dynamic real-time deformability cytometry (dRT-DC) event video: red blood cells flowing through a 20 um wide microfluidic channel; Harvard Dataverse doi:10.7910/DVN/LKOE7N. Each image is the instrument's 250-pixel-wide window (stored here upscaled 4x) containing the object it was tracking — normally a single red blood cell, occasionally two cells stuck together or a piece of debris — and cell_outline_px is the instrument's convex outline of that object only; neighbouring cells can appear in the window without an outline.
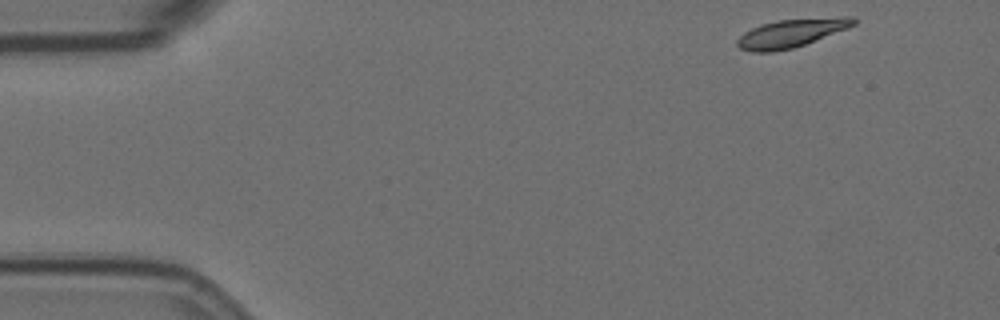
{"species": "Egyptian fruit bat (a non-hibernating species)", "species_latin": "Rousettus aegyptiacus", "temperature_condition": "room temperature", "stored_images_in_passage": 54, "camera_frame_rate_fps": 3000, "um_per_image_px": 0.085, "animal": {"sex": "female"}, "frame": {"image": 1, "passage_image": 1, "time_ms": 0.0, "image_size_px": [1000, 320], "cell_outline_px": [[856, 24], [848, 28], [804, 44], [792, 48], [772, 52], [752, 52], [740, 48], [736, 44], [736, 40], [744, 32], [752, 28], [776, 20], [844, 16], [856, 16]], "centroid_in_image_um": [67.28, 2.8], "position_along_channel_um": 17.7, "area_um2": 19.13}}
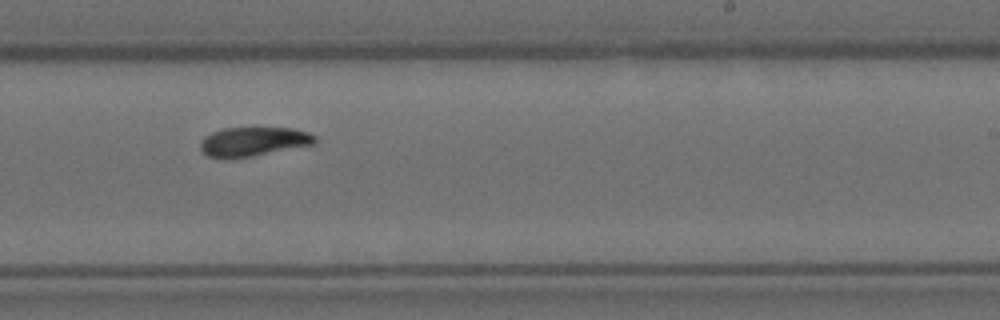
{"frame": {"image": 2, "passage_image": 31, "time_ms": 10.0, "image_size_px": [1000, 320], "cell_outline_px": [[316, 144], [252, 156], [224, 160], [208, 156], [200, 148], [200, 144], [204, 136], [212, 132], [224, 128], [292, 128], [308, 132], [316, 136]], "centroid_in_image_um": [21.53, 12.05], "position_along_channel_um": 267.5, "area_um2": 19.65}}
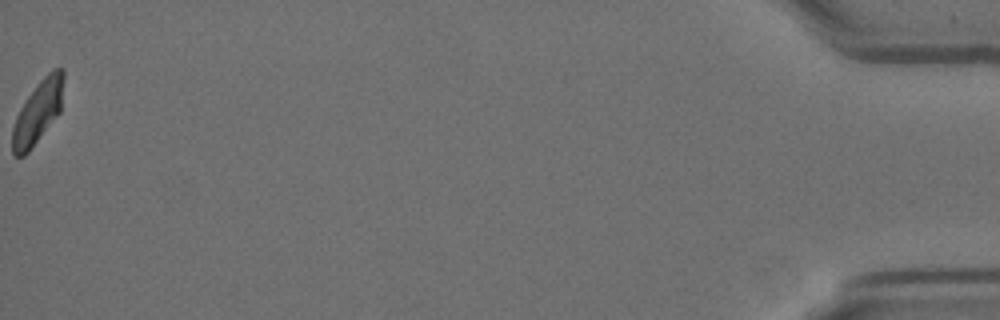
{"frame": {"image": 3, "passage_image": 54, "time_ms": 17.667, "image_size_px": [1000, 320], "cell_outline_px": [[64, 76], [60, 112], [28, 152], [24, 156], [12, 156], [12, 128], [16, 116], [24, 100], [40, 80], [52, 68], [64, 68]], "centroid_in_image_um": [3.2, 9.51], "position_along_channel_um": 432.0, "area_um2": 18.73}, "authors_computed_cell_mechanics": {"area_um2": 19.5942, "velocity_mm_per_s": 3.4822, "shape_relaxation_time_tau1_ms": 10.4383, "shape_relaxation_time_tau2_ms": 8.3872, "deformation_change_tau1": 0.222, "deformation_change_tau2": 0.107}}